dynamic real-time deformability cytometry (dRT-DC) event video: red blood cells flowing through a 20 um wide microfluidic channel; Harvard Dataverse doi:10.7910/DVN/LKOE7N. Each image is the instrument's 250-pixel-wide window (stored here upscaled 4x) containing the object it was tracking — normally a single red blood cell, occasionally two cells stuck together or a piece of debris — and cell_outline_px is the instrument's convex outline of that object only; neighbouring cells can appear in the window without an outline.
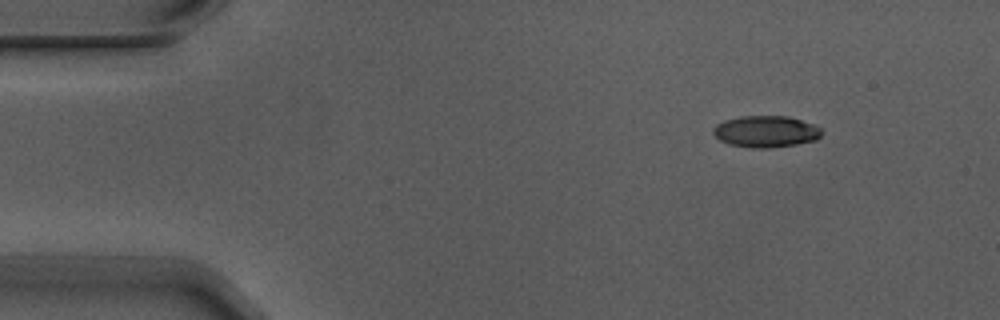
{"species": "Egyptian fruit bat (a non-hibernating species)", "species_latin": "Rousettus aegyptiacus", "temperature_condition": "warm", "stored_images_in_passage": 3, "camera_frame_rate_fps": 3000, "um_per_image_px": 0.085, "animal": {"sex": "male"}, "frame": {"image": 1, "passage_image": 1, "time_ms": 0.0, "image_size_px": [1000, 320], "cell_outline_px": [[824, 132], [816, 140], [796, 144], [768, 148], [756, 148], [728, 144], [720, 140], [712, 132], [712, 128], [716, 124], [724, 120], [740, 116], [788, 116], [816, 124]], "centroid_in_image_um": [65.11, 11.17], "position_along_channel_um": 19.9, "area_um2": 20.11}}